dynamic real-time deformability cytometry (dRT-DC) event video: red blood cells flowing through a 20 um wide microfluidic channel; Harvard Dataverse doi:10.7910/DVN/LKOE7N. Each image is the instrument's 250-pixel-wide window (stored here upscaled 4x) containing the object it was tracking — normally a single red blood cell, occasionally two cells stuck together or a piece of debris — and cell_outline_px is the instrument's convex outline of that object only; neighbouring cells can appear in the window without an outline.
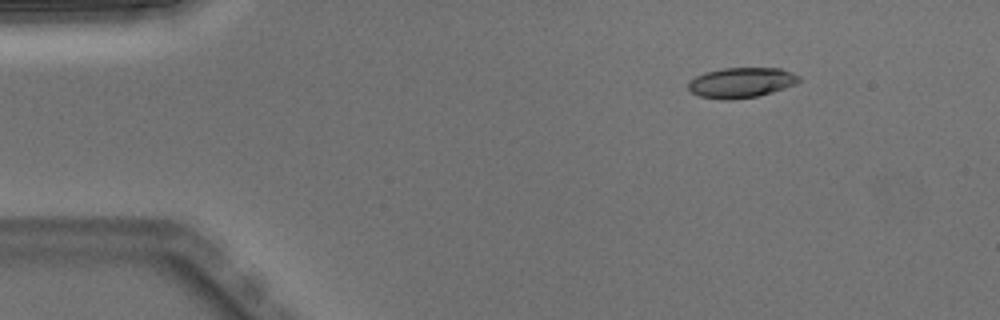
{"species": "Egyptian fruit bat (a non-hibernating species)", "species_latin": "Rousettus aegyptiacus", "temperature_condition": "warm", "stored_images_in_passage": 4, "camera_frame_rate_fps": 3000, "um_per_image_px": 0.085, "animal": {"sex": "male"}, "frame": {"image": 1, "passage_image": 2, "time_ms": 0.333, "image_size_px": [1000, 320], "cell_outline_px": [[800, 80], [796, 84], [772, 92], [756, 96], [732, 100], [720, 100], [700, 96], [692, 92], [688, 88], [688, 80], [704, 72], [724, 68], [780, 68], [800, 76]], "centroid_in_image_um": [62.98, 7.02], "position_along_channel_um": 22.0, "area_um2": 19.54}}